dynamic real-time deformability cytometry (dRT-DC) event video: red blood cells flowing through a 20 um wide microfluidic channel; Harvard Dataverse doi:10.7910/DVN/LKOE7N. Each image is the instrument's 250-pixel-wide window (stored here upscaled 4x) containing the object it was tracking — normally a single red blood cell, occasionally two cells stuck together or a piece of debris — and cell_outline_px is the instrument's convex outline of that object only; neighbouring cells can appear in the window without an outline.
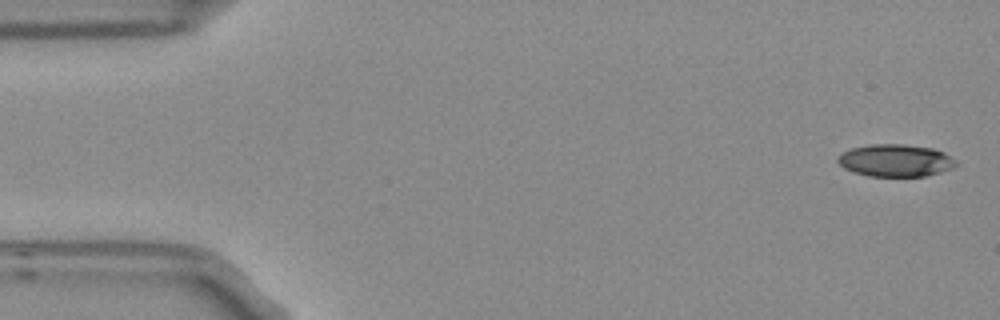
{"species": "Egyptian fruit bat (a non-hibernating species)", "species_latin": "Rousettus aegyptiacus", "temperature_condition": "room temperature", "stored_images_in_passage": 6, "camera_frame_rate_fps": 3000, "um_per_image_px": 0.085, "frame": {"image": 1, "passage_image": 1, "time_ms": 0.0, "image_size_px": [1000, 320], "cell_outline_px": [[960, 164], [952, 168], [940, 172], [924, 176], [868, 176], [852, 172], [844, 168], [836, 160], [836, 156], [852, 148], [868, 144], [904, 144], [932, 148], [944, 152], [956, 160]], "centroid_in_image_um": [76.12, 13.64], "position_along_channel_um": 8.9, "area_um2": 22.43}}
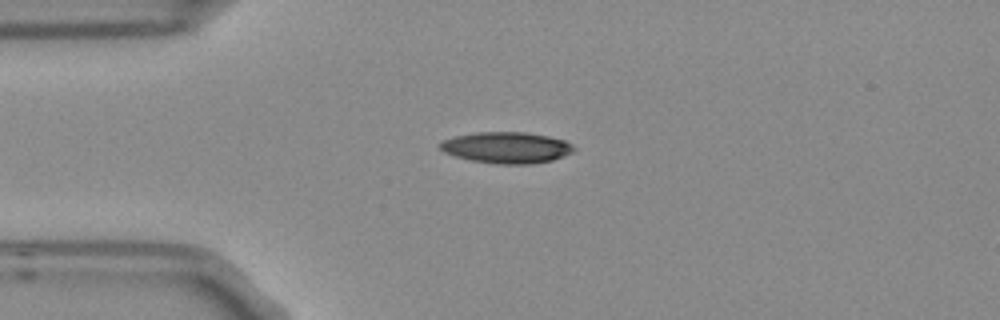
{"frame": {"image": 2, "passage_image": 4, "time_ms": 1.0, "image_size_px": [1000, 320], "cell_outline_px": [[576, 148], [572, 152], [564, 156], [552, 160], [532, 164], [496, 164], [472, 160], [456, 156], [444, 152], [436, 144], [444, 140], [456, 136], [476, 132], [524, 132], [548, 136], [564, 140], [572, 144]], "centroid_in_image_um": [43.07, 12.54], "position_along_channel_um": 41.9, "area_um2": 24.33}}
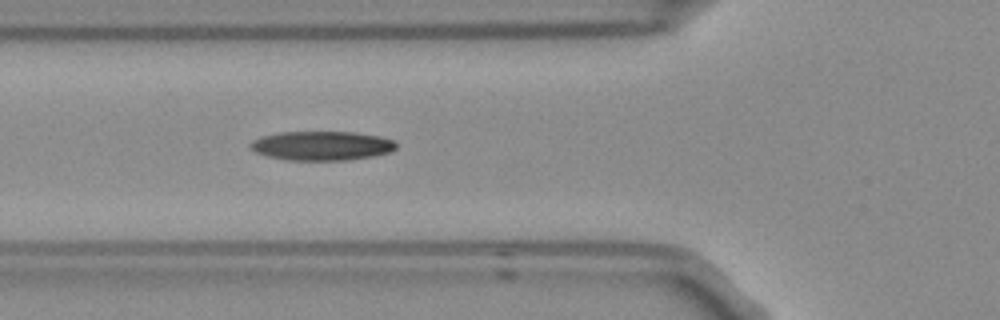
{"frame": {"image": 3, "passage_image": 6, "time_ms": 1.667, "image_size_px": [1000, 320], "cell_outline_px": [[396, 148], [388, 152], [372, 156], [344, 160], [288, 160], [268, 156], [256, 152], [248, 148], [248, 144], [252, 140], [260, 136], [280, 132], [352, 132], [380, 136], [392, 140], [396, 144]], "centroid_in_image_um": [27.28, 12.38], "position_along_channel_um": 98.5, "area_um2": 24.74}}